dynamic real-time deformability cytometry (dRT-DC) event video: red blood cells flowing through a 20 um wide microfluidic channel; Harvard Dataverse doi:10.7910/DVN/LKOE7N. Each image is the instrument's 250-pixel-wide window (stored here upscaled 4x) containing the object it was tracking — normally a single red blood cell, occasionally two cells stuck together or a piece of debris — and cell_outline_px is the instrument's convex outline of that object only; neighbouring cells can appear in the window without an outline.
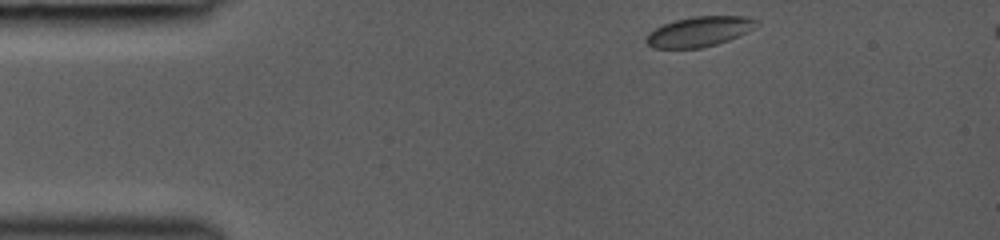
{"species": "common noctule bat (a hibernating species)", "species_latin": "Nyctalus noctula", "temperature_condition": "room temperature", "stored_images_in_passage": 22, "camera_frame_rate_fps": 3000, "um_per_image_px": 0.085, "animal": {"sex": "female", "body_mass_g": 19.0, "forearm_length_mm": 53.3}, "frame": {"image": 1, "passage_image": 1, "time_ms": 0.0, "image_size_px": [1000, 240], "cell_outline_px": [[760, 24], [756, 28], [728, 40], [716, 44], [700, 48], [652, 48], [644, 40], [648, 32], [664, 24], [676, 20], [692, 16], [748, 16], [760, 20]], "centroid_in_image_um": [59.48, 2.67], "position_along_channel_um": 25.5, "area_um2": 19.48}}
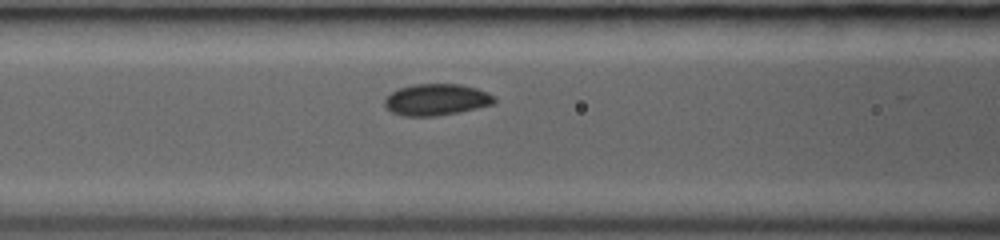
{"frame": {"image": 2, "passage_image": 17, "time_ms": 4.0, "image_size_px": [1000, 240], "cell_outline_px": [[496, 100], [492, 104], [460, 112], [436, 116], [404, 116], [392, 112], [384, 104], [384, 100], [392, 92], [400, 88], [412, 84], [460, 84], [476, 88], [488, 92]], "centroid_in_image_um": [37.09, 8.47], "position_along_channel_um": 129.5, "area_um2": 20.0}}
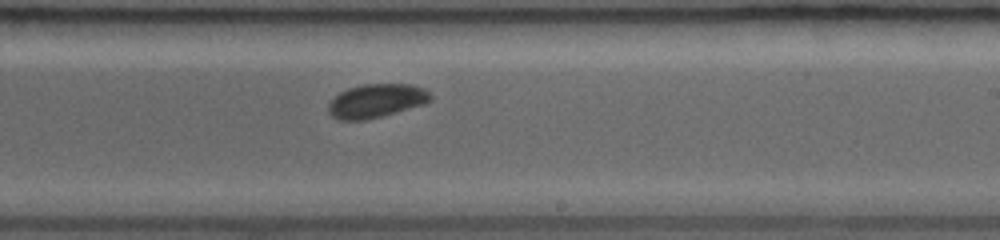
{"frame": {"image": 3, "passage_image": 22, "time_ms": 7.0, "image_size_px": [1000, 240], "cell_outline_px": [[432, 100], [424, 104], [396, 112], [364, 120], [336, 120], [328, 112], [328, 104], [340, 92], [348, 88], [364, 84], [412, 84], [424, 88], [432, 96]], "centroid_in_image_um": [31.99, 8.57], "position_along_channel_um": 257.0, "area_um2": 20.0}}